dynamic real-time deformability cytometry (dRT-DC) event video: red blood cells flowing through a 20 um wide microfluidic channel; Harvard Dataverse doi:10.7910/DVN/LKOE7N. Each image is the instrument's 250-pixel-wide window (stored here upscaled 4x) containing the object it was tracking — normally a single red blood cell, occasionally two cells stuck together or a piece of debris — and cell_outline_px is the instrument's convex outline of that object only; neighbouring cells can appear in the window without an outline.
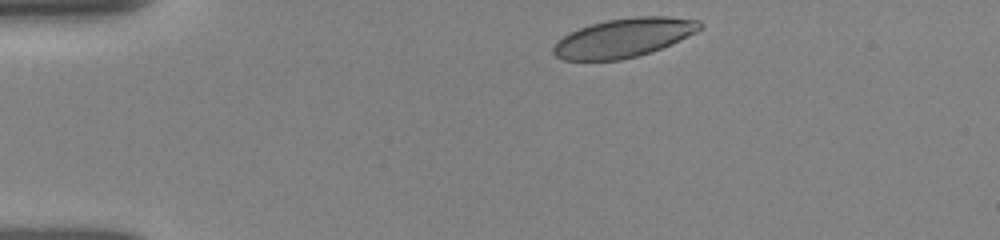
{"species": "human", "species_latin": "Homo sapiens", "temperature_condition": "room temperature", "stored_images_in_passage": 36, "camera_frame_rate_fps": 3000, "um_per_image_px": 0.085, "donor": {"sex": "female"}, "frame": {"image": 1, "passage_image": 1, "time_ms": 0.0, "image_size_px": [1000, 240], "cell_outline_px": [[704, 28], [672, 44], [636, 56], [620, 60], [564, 60], [556, 56], [552, 52], [552, 48], [564, 36], [580, 28], [592, 24], [608, 20], [636, 16], [664, 16], [700, 20], [704, 24]], "centroid_in_image_um": [53.07, 3.2], "position_along_channel_um": 31.9, "area_um2": 32.89}}
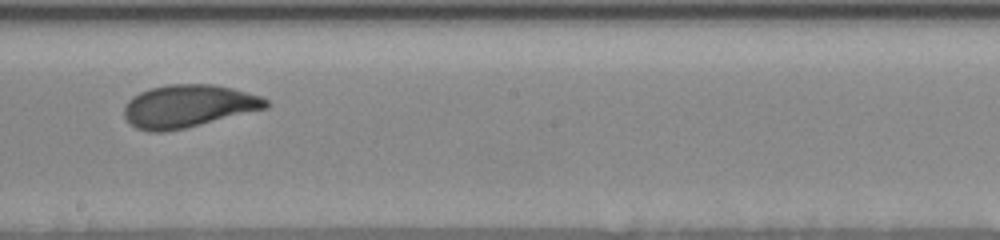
{"frame": {"image": 2, "passage_image": 19, "time_ms": 6.667, "image_size_px": [1000, 240], "cell_outline_px": [[268, 108], [184, 128], [164, 132], [148, 132], [136, 128], [124, 116], [124, 108], [128, 100], [132, 96], [140, 92], [152, 88], [168, 84], [212, 84], [232, 88], [260, 96], [268, 100]], "centroid_in_image_um": [15.99, 9.02], "position_along_channel_um": 232.2, "area_um2": 35.08}}
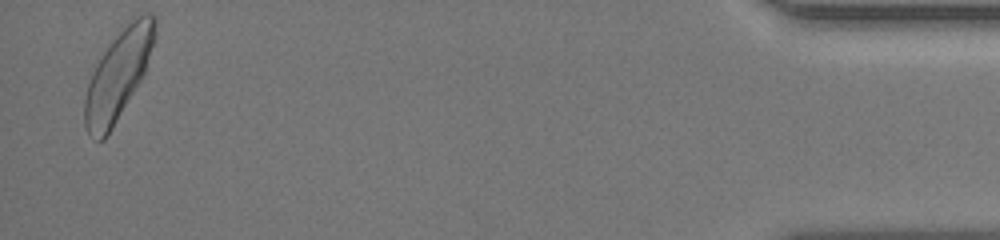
{"frame": {"image": 3, "passage_image": 36, "time_ms": 13.667, "image_size_px": [1000, 240], "cell_outline_px": [[156, 36], [144, 76], [112, 128], [104, 140], [96, 140], [88, 132], [84, 124], [84, 100], [88, 84], [92, 72], [96, 64], [112, 40], [136, 16], [144, 12], [152, 12], [156, 16]], "centroid_in_image_um": [10.08, 6.36], "position_along_channel_um": 425.1, "area_um2": 36.18}, "authors_computed_cell_mechanics": {"area_um2": 34.8534, "velocity_mm_per_s": 3.8627, "shape_relaxation_time_tau1_ms": 3.2882, "shape_relaxation_time_tau2_ms": 0.906, "deformation_change_tau1": 0.1348, "deformation_change_tau2": 0.066}}